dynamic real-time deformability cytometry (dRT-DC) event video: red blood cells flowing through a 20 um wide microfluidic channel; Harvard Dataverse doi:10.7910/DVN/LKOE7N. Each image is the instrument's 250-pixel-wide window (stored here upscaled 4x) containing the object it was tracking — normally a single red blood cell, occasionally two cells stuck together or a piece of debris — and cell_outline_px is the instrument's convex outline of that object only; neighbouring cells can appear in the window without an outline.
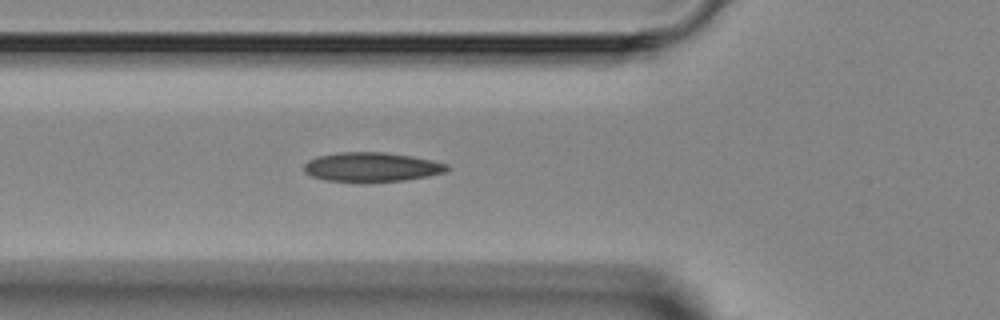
{"species": "Egyptian fruit bat (a non-hibernating species)", "species_latin": "Rousettus aegyptiacus", "temperature_condition": "room temperature", "stored_images_in_passage": 4, "camera_frame_rate_fps": 3000, "um_per_image_px": 0.085, "animal": {"sex": "female"}, "frame": {"image": 1, "passage_image": 4, "time_ms": 3.667, "image_size_px": [1000, 320], "cell_outline_px": [[448, 168], [444, 172], [428, 176], [404, 180], [364, 184], [324, 180], [312, 176], [304, 172], [304, 164], [308, 160], [320, 156], [340, 152], [384, 152], [412, 156], [432, 160], [448, 164]], "centroid_in_image_um": [31.56, 14.23], "position_along_channel_um": 94.2, "area_um2": 24.91}}